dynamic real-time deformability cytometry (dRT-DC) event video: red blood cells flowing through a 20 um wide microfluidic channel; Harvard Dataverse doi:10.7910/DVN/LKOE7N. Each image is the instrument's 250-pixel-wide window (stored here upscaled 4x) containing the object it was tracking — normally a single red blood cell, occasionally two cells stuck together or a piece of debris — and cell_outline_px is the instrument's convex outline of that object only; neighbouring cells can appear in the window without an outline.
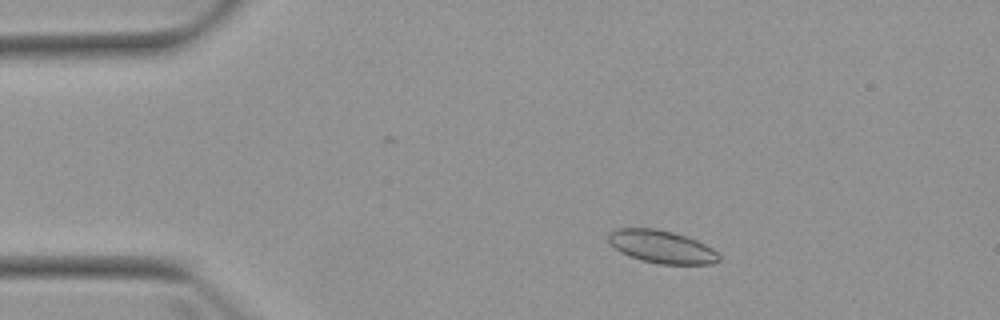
{"species": "Egyptian fruit bat (a non-hibernating species)", "species_latin": "Rousettus aegyptiacus", "temperature_condition": "warm", "stored_images_in_passage": 4, "camera_frame_rate_fps": 3000, "um_per_image_px": 0.085, "animal": {"sex": "female"}, "frame": {"image": 1, "passage_image": 3, "time_ms": 2.333, "image_size_px": [1000, 320], "cell_outline_px": [[720, 260], [712, 264], [660, 264], [640, 260], [628, 256], [620, 252], [608, 240], [608, 232], [620, 228], [656, 228], [688, 236], [712, 248], [720, 256]], "centroid_in_image_um": [56.24, 20.97], "position_along_channel_um": 28.8, "area_um2": 21.15}}